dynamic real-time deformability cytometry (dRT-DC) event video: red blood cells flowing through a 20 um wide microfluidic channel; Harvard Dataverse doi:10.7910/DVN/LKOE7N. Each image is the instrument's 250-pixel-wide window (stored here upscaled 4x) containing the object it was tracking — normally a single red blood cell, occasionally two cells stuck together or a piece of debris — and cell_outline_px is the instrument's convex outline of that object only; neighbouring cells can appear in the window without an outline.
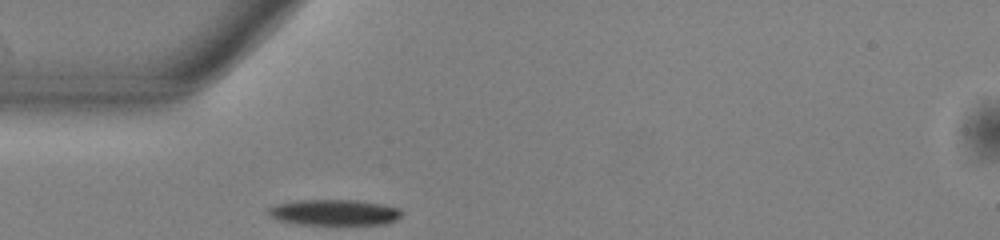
{"species": "common noctule bat (a hibernating species)", "species_latin": "Nyctalus noctula", "temperature_condition": "warm", "stored_images_in_passage": 29, "camera_frame_rate_fps": 3000, "um_per_image_px": 0.085, "animal": {"sex": "male", "body_mass_g": 13.0, "forearm_length_mm": 53.1}, "frame": {"image": 1, "passage_image": 1, "time_ms": 0.0, "image_size_px": [1000, 240], "cell_outline_px": [[404, 212], [396, 220], [384, 224], [300, 224], [276, 220], [268, 212], [268, 208], [276, 204], [296, 200], [356, 200], [380, 204], [400, 208]], "centroid_in_image_um": [28.42, 18.05], "position_along_channel_um": 56.6, "area_um2": 20.0}}
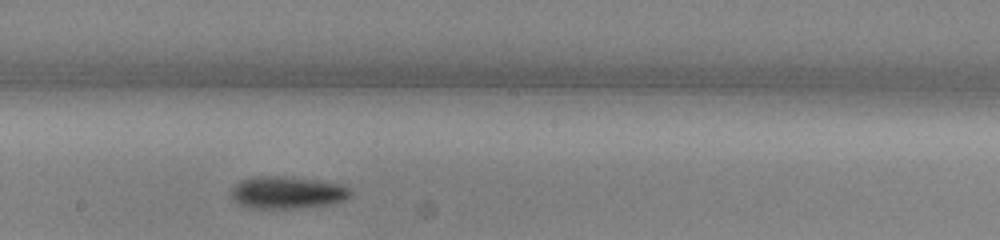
{"frame": {"image": 2, "passage_image": 14, "time_ms": 4.333, "image_size_px": [1000, 240], "cell_outline_px": [[352, 196], [336, 204], [304, 208], [248, 208], [232, 200], [232, 188], [236, 184], [244, 180], [256, 176], [276, 176], [340, 184], [352, 188]], "centroid_in_image_um": [24.47, 16.4], "position_along_channel_um": 223.7, "area_um2": 22.37}}
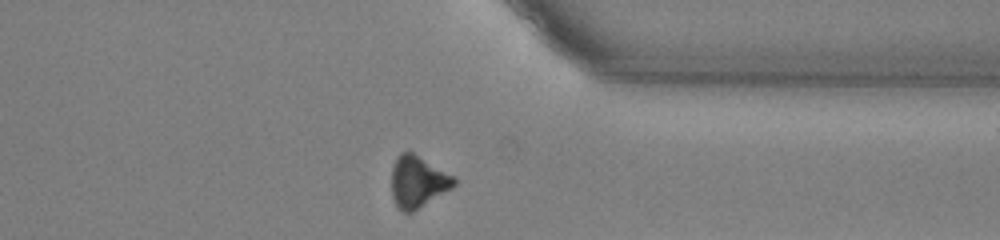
{"frame": {"image": 3, "passage_image": 26, "time_ms": 8.333, "image_size_px": [1000, 240], "cell_outline_px": [[456, 184], [452, 188], [412, 212], [404, 212], [396, 204], [392, 196], [392, 168], [400, 152], [412, 152], [456, 176]], "centroid_in_image_um": [35.54, 15.43], "position_along_channel_um": 375.9, "area_um2": 18.67}, "authors_computed_cell_mechanics": {"area_um2": 21.7328, "velocity_mm_per_s": 3.9618, "shape_relaxation_time_tau1_ms": 2.2192, "shape_relaxation_time_tau2_ms": null, "deformation_change_tau1": 0.1096, "deformation_change_tau2": null}}